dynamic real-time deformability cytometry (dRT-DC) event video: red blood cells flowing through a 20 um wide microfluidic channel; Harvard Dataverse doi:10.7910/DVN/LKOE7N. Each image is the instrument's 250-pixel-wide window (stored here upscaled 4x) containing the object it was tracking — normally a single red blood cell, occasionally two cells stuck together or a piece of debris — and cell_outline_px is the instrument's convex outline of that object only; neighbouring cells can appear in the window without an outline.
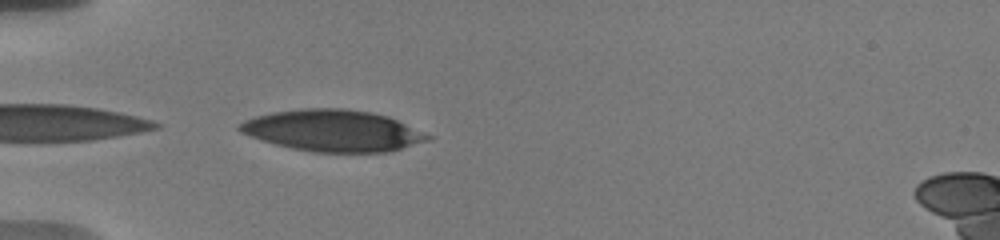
{"species": "human", "species_latin": "Homo sapiens", "temperature_condition": "warm", "stored_images_in_passage": 22, "camera_frame_rate_fps": 3000, "um_per_image_px": 0.085, "donor": {"sex": "male"}, "frame": {"image": 1, "passage_image": 1, "time_ms": 0.0, "image_size_px": [1000, 240], "cell_outline_px": [[432, 140], [388, 152], [312, 152], [292, 148], [276, 144], [240, 132], [236, 128], [244, 120], [256, 116], [272, 112], [304, 108], [344, 108], [368, 112], [388, 116], [432, 136]], "centroid_in_image_um": [28.32, 11.11], "position_along_channel_um": 56.7, "area_um2": 45.26}}
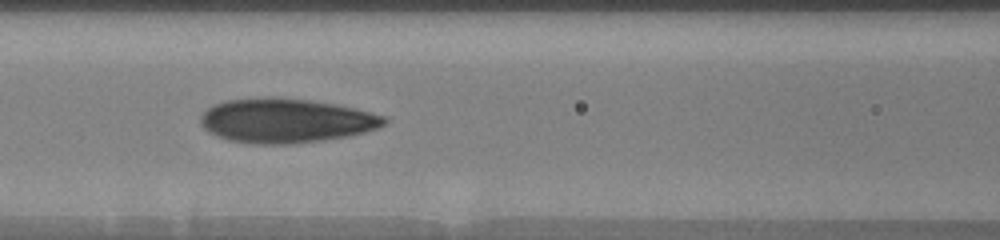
{"frame": {"image": 2, "passage_image": 9, "time_ms": 2.667, "image_size_px": [1000, 240], "cell_outline_px": [[388, 120], [384, 124], [376, 128], [364, 132], [348, 136], [324, 140], [292, 144], [252, 144], [228, 140], [216, 136], [208, 132], [200, 124], [200, 116], [208, 108], [224, 100], [256, 96], [280, 96], [336, 104], [356, 108], [384, 116]], "centroid_in_image_um": [24.25, 10.24], "position_along_channel_um": 142.3, "area_um2": 48.03}}
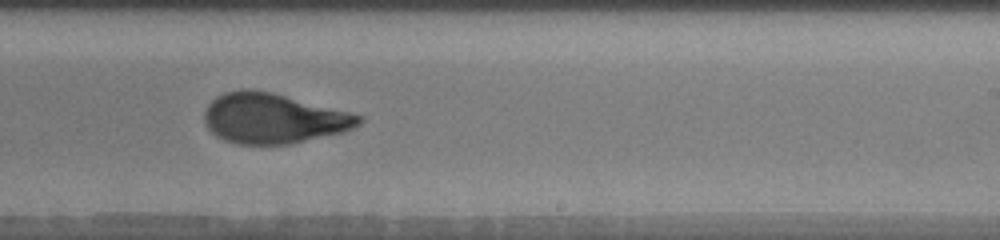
{"frame": {"image": 3, "passage_image": 19, "time_ms": 6.0, "image_size_px": [1000, 240], "cell_outline_px": [[364, 120], [360, 124], [344, 132], [288, 144], [236, 144], [224, 140], [216, 136], [208, 128], [204, 120], [204, 112], [208, 104], [216, 96], [224, 92], [240, 88], [248, 88], [272, 92], [364, 116]], "centroid_in_image_um": [23.21, 10.05], "position_along_channel_um": 265.8, "area_um2": 45.2}}